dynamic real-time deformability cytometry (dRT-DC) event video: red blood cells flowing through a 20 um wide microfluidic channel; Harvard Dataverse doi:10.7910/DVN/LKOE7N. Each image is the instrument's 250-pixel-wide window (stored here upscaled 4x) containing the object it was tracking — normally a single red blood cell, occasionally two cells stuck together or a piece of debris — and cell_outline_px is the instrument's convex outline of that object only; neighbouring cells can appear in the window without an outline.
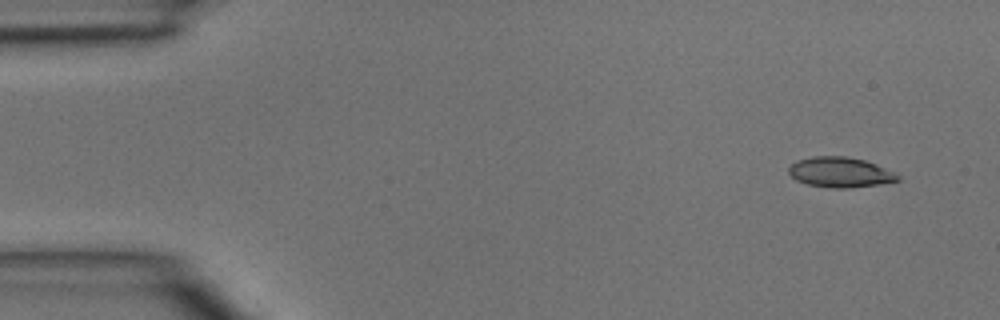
{"species": "common noctule bat (a hibernating species)", "species_latin": "Nyctalus noctula", "temperature_condition": "room temperature", "stored_images_in_passage": 4, "camera_frame_rate_fps": 3000, "um_per_image_px": 0.085, "animal": {"sex": "male", "body_mass_g": 15.6}, "frame": {"image": 1, "passage_image": 1, "time_ms": 0.0, "image_size_px": [1000, 320], "cell_outline_px": [[900, 180], [880, 184], [848, 188], [832, 188], [808, 184], [796, 180], [788, 172], [788, 168], [796, 160], [812, 156], [844, 156], [864, 160], [876, 164], [900, 176]], "centroid_in_image_um": [71.39, 14.64], "position_along_channel_um": 13.6, "area_um2": 19.07}}
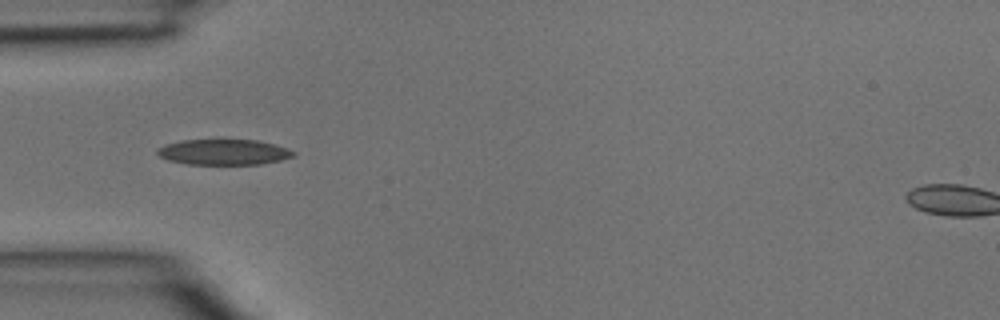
{"frame": {"image": 2, "passage_image": 4, "time_ms": 1.0, "image_size_px": [1000, 320], "cell_outline_px": [[296, 156], [280, 160], [260, 164], [188, 164], [168, 160], [160, 156], [156, 152], [156, 148], [164, 144], [180, 140], [260, 140], [276, 144], [288, 148], [296, 152]], "centroid_in_image_um": [19.03, 12.92], "position_along_channel_um": 66.0, "area_um2": 20.46}}